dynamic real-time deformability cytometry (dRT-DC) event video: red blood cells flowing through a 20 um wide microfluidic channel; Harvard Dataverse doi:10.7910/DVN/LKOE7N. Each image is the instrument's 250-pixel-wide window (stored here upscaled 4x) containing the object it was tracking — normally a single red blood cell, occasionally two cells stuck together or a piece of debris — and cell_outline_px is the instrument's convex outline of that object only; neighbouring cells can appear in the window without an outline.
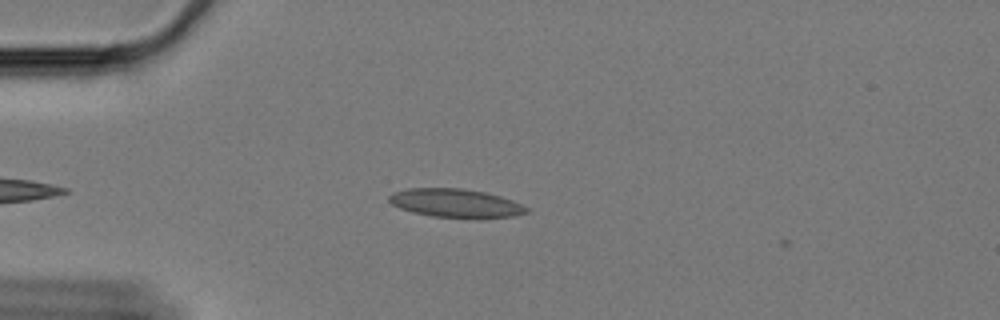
{"species": "Egyptian fruit bat (a non-hibernating species)", "species_latin": "Rousettus aegyptiacus", "temperature_condition": "cold", "stored_images_in_passage": 41, "camera_frame_rate_fps": 3000, "um_per_image_px": 0.085, "animal": {"sex": "female"}, "frame": {"image": 1, "passage_image": 1, "time_ms": 0.0, "image_size_px": [1000, 320], "cell_outline_px": [[528, 212], [516, 216], [480, 220], [432, 216], [412, 212], [400, 208], [392, 204], [388, 200], [388, 196], [392, 192], [404, 188], [460, 188], [484, 192], [500, 196], [512, 200], [528, 208]], "centroid_in_image_um": [38.74, 17.29], "position_along_channel_um": 46.3, "area_um2": 23.47}}
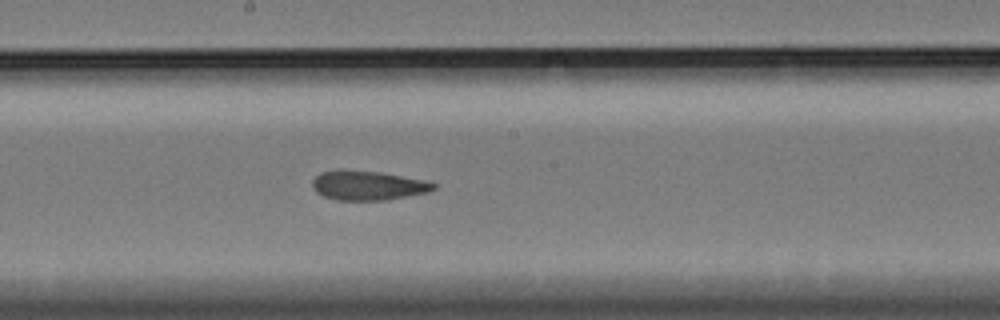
{"frame": {"image": 2, "passage_image": 18, "time_ms": 5.667, "image_size_px": [1000, 320], "cell_outline_px": [[436, 188], [428, 192], [388, 200], [336, 200], [324, 196], [316, 192], [312, 188], [312, 180], [320, 172], [340, 168], [380, 172], [424, 180], [436, 184]], "centroid_in_image_um": [31.22, 15.75], "position_along_channel_um": 217.0, "area_um2": 21.04}}
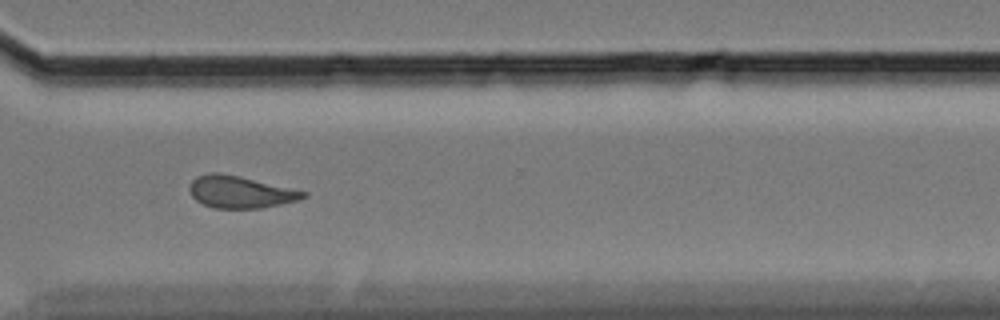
{"frame": {"image": 3, "passage_image": 30, "time_ms": 9.667, "image_size_px": [1000, 320], "cell_outline_px": [[308, 196], [300, 200], [260, 208], [216, 208], [204, 204], [196, 200], [192, 196], [188, 188], [192, 180], [196, 176], [208, 172], [216, 172], [236, 176], [308, 192]], "centroid_in_image_um": [20.4, 16.32], "position_along_channel_um": 350.2, "area_um2": 20.98}, "authors_computed_cell_mechanics": {"area_um2": 21.4438, "velocity_mm_per_s": 3.3363, "shape_relaxation_time_tau1_ms": 5.4703, "shape_relaxation_time_tau2_ms": 3.2434, "deformation_change_tau1": 0.1407, "deformation_change_tau2": 0.1135}}